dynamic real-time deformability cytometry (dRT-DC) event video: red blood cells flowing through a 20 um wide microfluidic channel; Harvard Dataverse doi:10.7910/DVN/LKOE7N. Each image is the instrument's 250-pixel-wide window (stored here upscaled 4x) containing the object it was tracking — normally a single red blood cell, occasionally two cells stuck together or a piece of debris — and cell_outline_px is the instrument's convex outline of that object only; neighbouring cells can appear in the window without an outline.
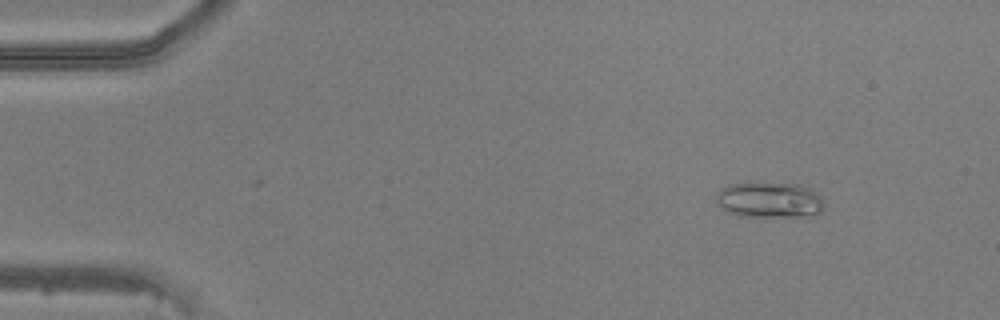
{"species": "common noctule bat (a hibernating species)", "species_latin": "Nyctalus noctula", "temperature_condition": "warm", "stored_images_in_passage": 46, "camera_frame_rate_fps": 3000, "um_per_image_px": 0.085, "animal": {"sex": "male", "body_mass_g": 20.5, "forearm_length_mm": 52.5}, "frame": {"image": 1, "passage_image": 4, "time_ms": 1.0, "image_size_px": [1000, 320], "cell_outline_px": [[820, 212], [788, 216], [740, 216], [728, 212], [716, 204], [716, 196], [728, 184], [800, 184], [816, 192], [820, 196]], "centroid_in_image_um": [65.32, 16.99], "position_along_channel_um": 19.7, "area_um2": 21.44}}
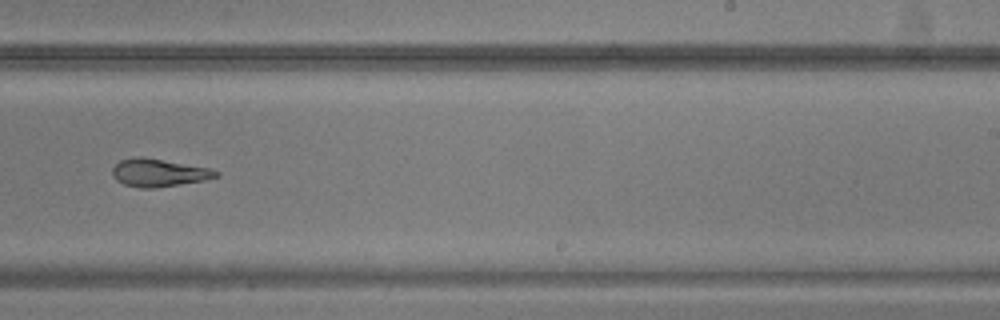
{"frame": {"image": 2, "passage_image": 29, "time_ms": 9.333, "image_size_px": [1000, 320], "cell_outline_px": [[220, 176], [204, 180], [180, 184], [152, 188], [140, 188], [124, 184], [116, 180], [112, 176], [112, 168], [120, 160], [136, 156], [144, 156], [212, 168], [220, 172]], "centroid_in_image_um": [13.51, 14.66], "position_along_channel_um": 275.5, "area_um2": 17.05}}
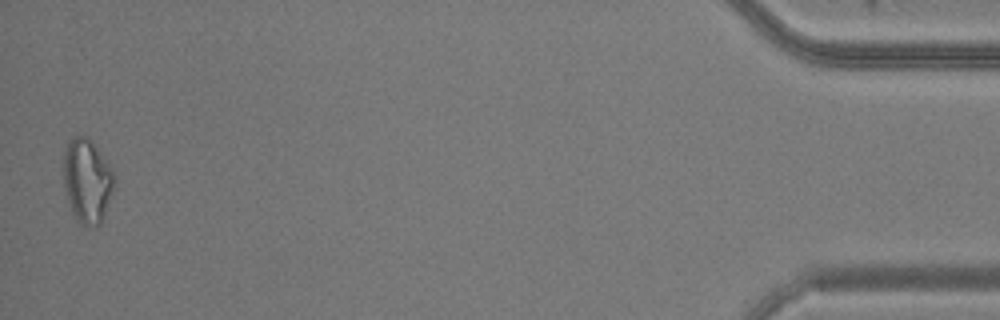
{"frame": {"image": 3, "passage_image": 46, "time_ms": 15.0, "image_size_px": [1000, 320], "cell_outline_px": [[112, 192], [100, 224], [96, 228], [92, 228], [80, 224], [76, 220], [72, 212], [64, 188], [64, 152], [72, 136], [84, 136], [100, 152], [112, 172]], "centroid_in_image_um": [7.37, 15.43], "position_along_channel_um": 427.8, "area_um2": 24.16}}